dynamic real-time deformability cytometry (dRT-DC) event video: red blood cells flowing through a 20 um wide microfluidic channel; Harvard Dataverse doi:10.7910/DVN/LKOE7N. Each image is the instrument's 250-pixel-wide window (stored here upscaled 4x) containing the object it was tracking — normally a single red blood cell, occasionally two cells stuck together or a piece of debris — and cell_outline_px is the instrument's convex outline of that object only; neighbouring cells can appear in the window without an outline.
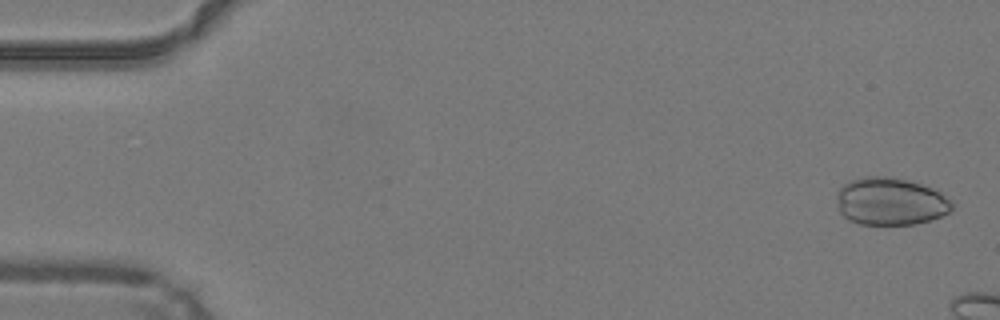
{"species": "common noctule bat (a hibernating species)", "species_latin": "Nyctalus noctula", "temperature_condition": "warm", "stored_images_in_passage": 8, "camera_frame_rate_fps": 3000, "um_per_image_px": 0.085, "animal": {"sex": "male", "body_mass_g": 19.2, "forearm_length_mm": 51.8}, "frame": {"image": 1, "passage_image": 2, "time_ms": 0.333, "image_size_px": [1000, 320], "cell_outline_px": [[952, 208], [948, 212], [940, 216], [928, 220], [912, 224], [860, 224], [844, 216], [840, 212], [836, 196], [836, 192], [844, 184], [852, 180], [864, 176], [888, 176], [912, 180], [932, 188], [940, 192], [952, 200]], "centroid_in_image_um": [75.69, 17.09], "position_along_channel_um": 9.3, "area_um2": 31.91}}